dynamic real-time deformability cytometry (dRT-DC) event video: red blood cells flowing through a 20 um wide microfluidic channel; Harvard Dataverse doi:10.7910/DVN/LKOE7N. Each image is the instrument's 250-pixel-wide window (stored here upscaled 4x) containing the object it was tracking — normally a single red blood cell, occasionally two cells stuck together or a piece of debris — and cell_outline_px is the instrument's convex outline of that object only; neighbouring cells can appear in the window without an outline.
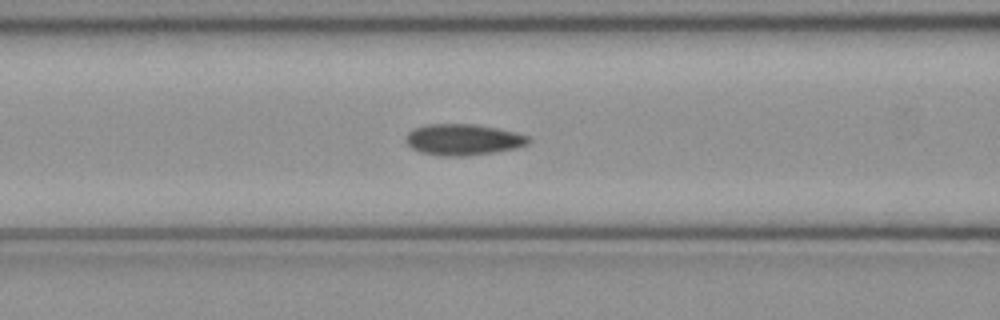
{"species": "common noctule bat (a hibernating species)", "species_latin": "Nyctalus noctula", "temperature_condition": "cold", "stored_images_in_passage": 47, "camera_frame_rate_fps": 3000, "um_per_image_px": 0.085, "animal": {"sex": "female", "body_mass_g": 21.9}, "frame": {"image": 1, "passage_image": 17, "time_ms": 5.333, "image_size_px": [1000, 320], "cell_outline_px": [[532, 140], [528, 144], [516, 148], [496, 152], [468, 156], [440, 156], [420, 152], [412, 148], [404, 140], [408, 132], [416, 128], [428, 124], [476, 124], [516, 132], [528, 136]], "centroid_in_image_um": [39.38, 11.87], "position_along_channel_um": 127.2, "area_um2": 22.43}}
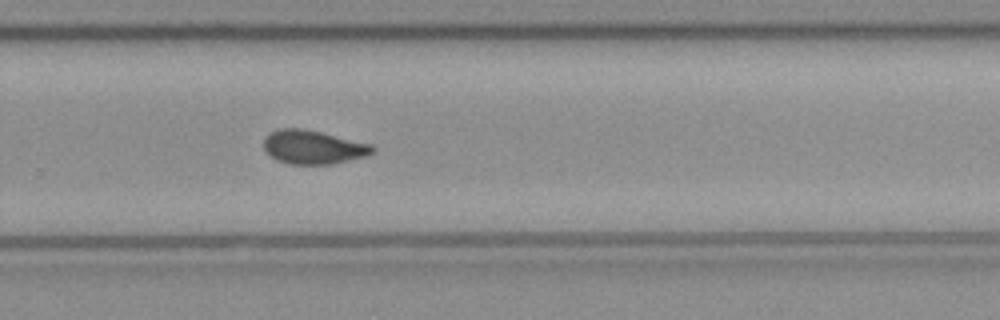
{"frame": {"image": 2, "passage_image": 30, "time_ms": 9.667, "image_size_px": [1000, 320], "cell_outline_px": [[376, 152], [368, 156], [332, 164], [288, 164], [276, 160], [264, 148], [264, 140], [272, 132], [280, 128], [300, 128], [320, 132], [372, 144], [376, 148]], "centroid_in_image_um": [26.68, 12.52], "position_along_channel_um": 303.1, "area_um2": 21.33}}
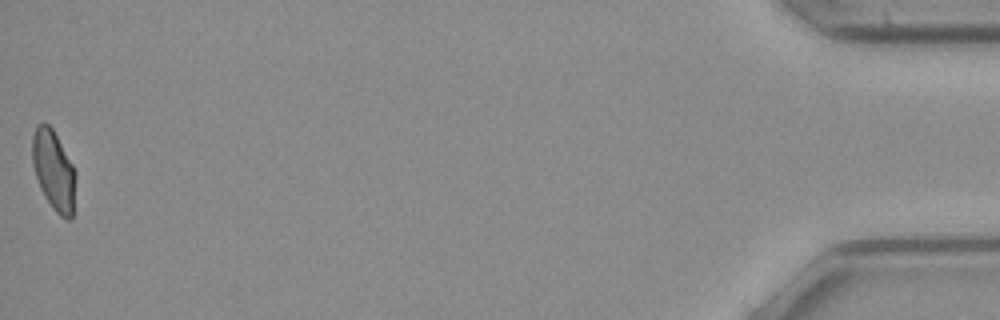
{"frame": {"image": 3, "passage_image": 47, "time_ms": 15.333, "image_size_px": [1000, 320], "cell_outline_px": [[76, 176], [72, 220], [68, 220], [60, 216], [52, 208], [44, 196], [40, 188], [32, 164], [32, 136], [36, 124], [48, 124], [52, 128], [72, 164], [76, 172]], "centroid_in_image_um": [4.56, 14.51], "position_along_channel_um": 430.6, "area_um2": 20.23}, "authors_computed_cell_mechanics": {"area_um2": 21.6172, "velocity_mm_per_s": 4.0708, "shape_relaxation_time_tau1_ms": 9.6772, "shape_relaxation_time_tau2_ms": 2.7995, "deformation_change_tau1": 0.1773, "deformation_change_tau2": 0.0799}}